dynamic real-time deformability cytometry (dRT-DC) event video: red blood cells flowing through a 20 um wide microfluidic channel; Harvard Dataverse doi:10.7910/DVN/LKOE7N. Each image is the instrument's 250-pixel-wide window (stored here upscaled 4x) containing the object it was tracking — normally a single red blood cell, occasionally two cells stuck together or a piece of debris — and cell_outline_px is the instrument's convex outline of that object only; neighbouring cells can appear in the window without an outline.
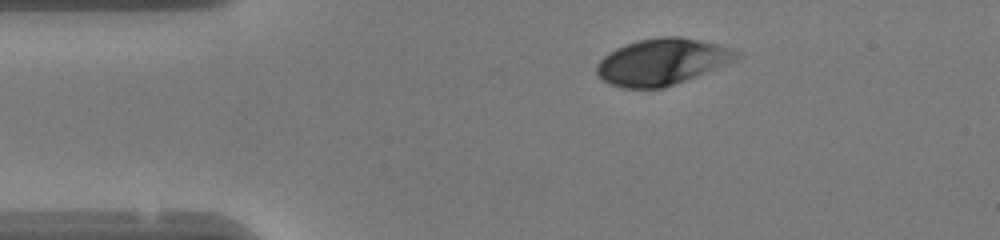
{"species": "human", "species_latin": "Homo sapiens", "temperature_condition": "warm", "stored_images_in_passage": 41, "camera_frame_rate_fps": 3000, "um_per_image_px": 0.085, "donor": {"sex": "female"}, "frame": {"image": 1, "passage_image": 1, "time_ms": 0.0, "image_size_px": [1000, 240], "cell_outline_px": [[740, 56], [732, 60], [684, 80], [664, 88], [624, 88], [612, 84], [604, 80], [596, 72], [596, 64], [604, 56], [616, 48], [624, 44], [640, 40], [660, 36], [680, 36], [700, 40], [716, 44], [736, 52]], "centroid_in_image_um": [56.17, 5.24], "position_along_channel_um": 28.8, "area_um2": 36.76}}
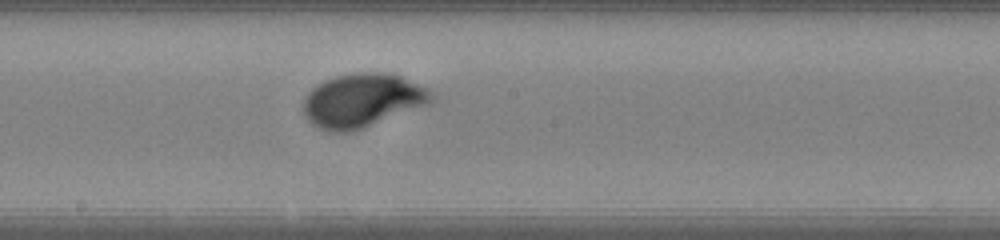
{"frame": {"image": 2, "passage_image": 18, "time_ms": 5.667, "image_size_px": [1000, 240], "cell_outline_px": [[432, 100], [428, 104], [360, 128], [348, 132], [328, 132], [312, 124], [304, 116], [304, 100], [308, 92], [312, 88], [324, 80], [336, 76], [356, 72], [388, 72], [400, 76], [428, 88], [432, 92]], "centroid_in_image_um": [30.77, 8.51], "position_along_channel_um": 217.4, "area_um2": 39.65}}
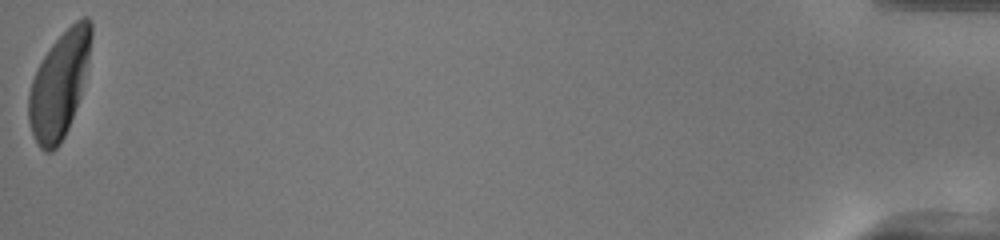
{"frame": {"image": 3, "passage_image": 41, "time_ms": 13.333, "image_size_px": [1000, 240], "cell_outline_px": [[92, 36], [88, 60], [80, 96], [68, 128], [60, 144], [52, 152], [44, 152], [36, 144], [32, 136], [28, 120], [28, 92], [36, 68], [52, 44], [76, 20], [84, 16], [88, 16], [92, 24]], "centroid_in_image_um": [5.01, 7.24], "position_along_channel_um": 430.2, "area_um2": 38.38}, "authors_computed_cell_mechanics": {"area_um2": 37.7434, "velocity_mm_per_s": 4.1883, "shape_relaxation_time_tau1_ms": 2.7766, "shape_relaxation_time_tau2_ms": null, "deformation_change_tau1": 0.2041, "deformation_change_tau2": null}}